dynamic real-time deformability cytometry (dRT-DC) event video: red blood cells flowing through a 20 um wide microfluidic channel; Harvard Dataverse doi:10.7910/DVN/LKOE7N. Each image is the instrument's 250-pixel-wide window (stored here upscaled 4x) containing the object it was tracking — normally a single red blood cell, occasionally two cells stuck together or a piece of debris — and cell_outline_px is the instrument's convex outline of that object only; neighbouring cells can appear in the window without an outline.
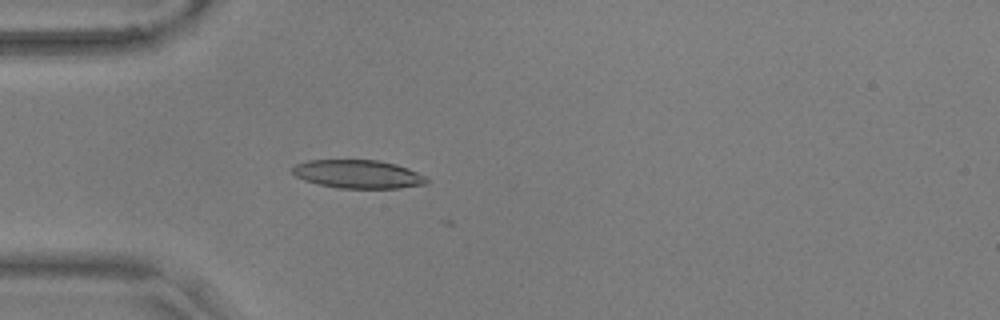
{"species": "common noctule bat (a hibernating species)", "species_latin": "Nyctalus noctula", "temperature_condition": "warm", "stored_images_in_passage": 12, "camera_frame_rate_fps": 3000, "um_per_image_px": 0.085, "animal": {"sex": "male", "body_mass_g": 17.9, "forearm_length_mm": 54.2}, "frame": {"image": 1, "passage_image": 2, "time_ms": 0.333, "image_size_px": [1000, 320], "cell_outline_px": [[428, 184], [400, 188], [340, 188], [320, 184], [304, 180], [296, 176], [292, 172], [292, 168], [296, 164], [308, 160], [380, 160], [396, 164], [408, 168], [424, 176], [428, 180]], "centroid_in_image_um": [30.45, 14.8], "position_along_channel_um": 54.6, "area_um2": 22.14}}
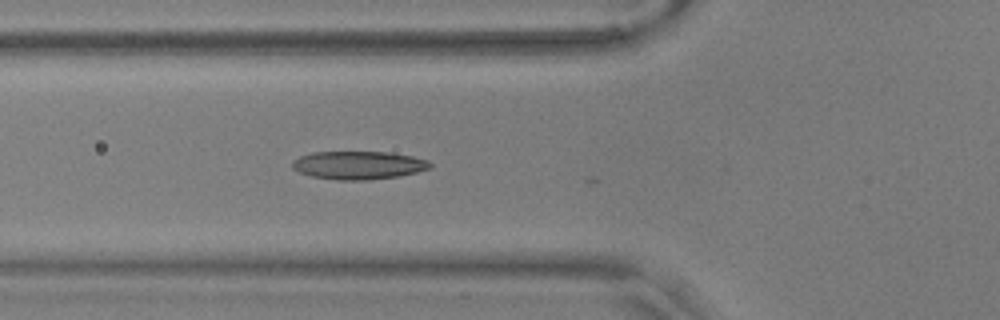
{"frame": {"image": 2, "passage_image": 6, "time_ms": 1.667, "image_size_px": [1000, 320], "cell_outline_px": [[432, 168], [400, 176], [368, 180], [336, 180], [312, 176], [300, 172], [292, 168], [292, 160], [300, 156], [312, 152], [388, 152], [412, 156], [428, 160], [432, 164]], "centroid_in_image_um": [30.48, 14.04], "position_along_channel_um": 95.3, "area_um2": 22.72}}
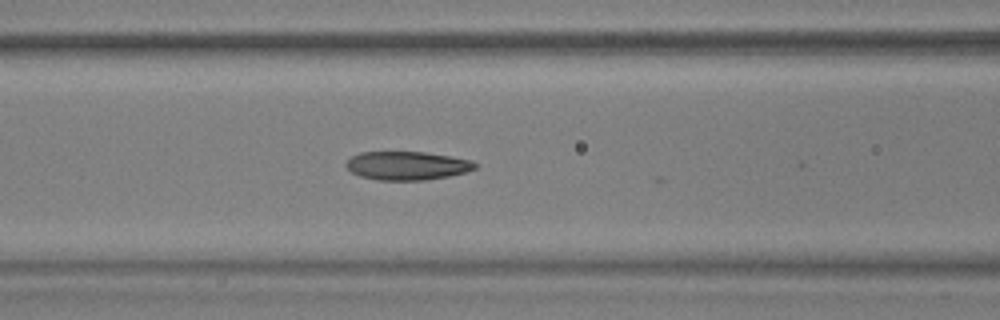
{"frame": {"image": 3, "passage_image": 9, "time_ms": 2.667, "image_size_px": [1000, 320], "cell_outline_px": [[476, 168], [464, 172], [448, 176], [424, 180], [376, 180], [360, 176], [352, 172], [344, 164], [352, 156], [360, 152], [424, 152], [452, 156], [472, 160], [476, 164]], "centroid_in_image_um": [34.59, 14.08], "position_along_channel_um": 132.0, "area_um2": 21.39}}